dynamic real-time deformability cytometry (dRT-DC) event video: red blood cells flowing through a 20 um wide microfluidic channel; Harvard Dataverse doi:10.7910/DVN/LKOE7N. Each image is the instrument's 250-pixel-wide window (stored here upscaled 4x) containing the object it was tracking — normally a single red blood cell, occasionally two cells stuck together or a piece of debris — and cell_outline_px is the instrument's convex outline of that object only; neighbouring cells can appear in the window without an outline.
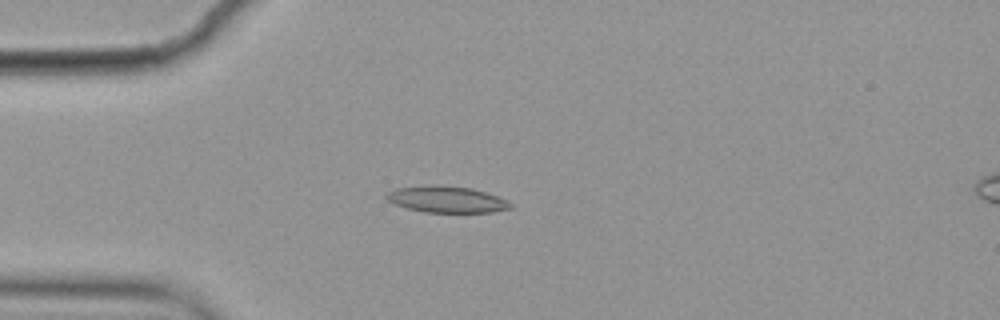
{"species": "common noctule bat (a hibernating species)", "species_latin": "Nyctalus noctula", "temperature_condition": "cold", "stored_images_in_passage": 5, "camera_frame_rate_fps": 3000, "um_per_image_px": 0.085, "animal": {"sex": "female", "body_mass_g": 19.9}, "frame": {"image": 1, "passage_image": 5, "time_ms": 1.333, "image_size_px": [1000, 320], "cell_outline_px": [[512, 208], [492, 212], [424, 212], [408, 208], [396, 204], [388, 200], [384, 196], [388, 192], [396, 188], [428, 184], [432, 184], [472, 188], [496, 196], [512, 204]], "centroid_in_image_um": [37.93, 16.94], "position_along_channel_um": 47.1, "area_um2": 18.96}}